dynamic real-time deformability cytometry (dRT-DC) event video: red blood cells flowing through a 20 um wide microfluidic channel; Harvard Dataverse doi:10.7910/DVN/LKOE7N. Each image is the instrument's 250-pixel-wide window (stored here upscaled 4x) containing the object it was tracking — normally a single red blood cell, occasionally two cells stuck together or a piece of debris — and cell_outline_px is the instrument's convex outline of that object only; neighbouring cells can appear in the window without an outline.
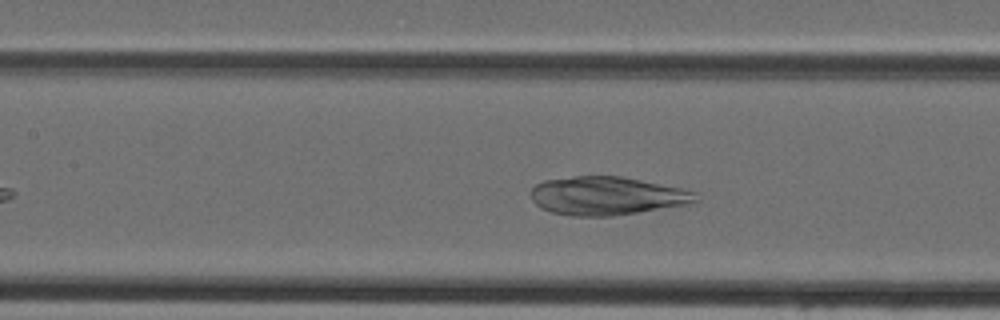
{"species": "Egyptian fruit bat (a non-hibernating species)", "species_latin": "Rousettus aegyptiacus", "temperature_condition": "cold", "stored_images_in_passage": 32, "camera_frame_rate_fps": 3000, "um_per_image_px": 0.085, "animal": {"sex": "female"}, "frame": {"image": 1, "passage_image": 13, "time_ms": 4.0, "image_size_px": [1000, 320], "cell_outline_px": [[700, 200], [692, 204], [612, 216], [572, 216], [552, 212], [540, 208], [532, 200], [528, 192], [536, 184], [544, 180], [572, 176], [620, 176], [680, 188], [696, 192]], "centroid_in_image_um": [51.57, 16.65], "position_along_channel_um": 155.8, "area_um2": 37.11}}
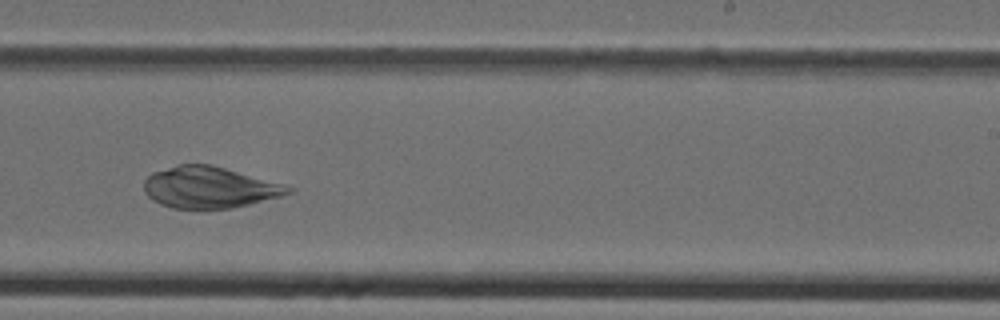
{"frame": {"image": 2, "passage_image": 21, "time_ms": 6.667, "image_size_px": [1000, 320], "cell_outline_px": [[296, 188], [292, 192], [280, 196], [232, 208], [172, 208], [160, 204], [152, 200], [144, 192], [144, 180], [152, 172], [180, 164], [212, 164], [284, 184]], "centroid_in_image_um": [17.79, 15.92], "position_along_channel_um": 271.2, "area_um2": 34.68}}
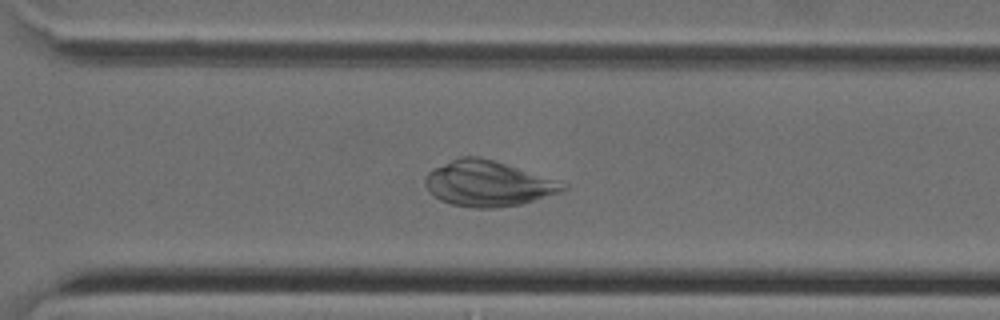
{"frame": {"image": 3, "passage_image": 25, "time_ms": 8.0, "image_size_px": [1000, 320], "cell_outline_px": [[568, 188], [560, 192], [520, 204], [496, 208], [472, 208], [452, 204], [440, 200], [428, 192], [424, 184], [424, 176], [432, 168], [460, 156], [480, 156], [556, 180], [568, 184]], "centroid_in_image_um": [41.41, 15.6], "position_along_channel_um": 329.2, "area_um2": 36.41}}